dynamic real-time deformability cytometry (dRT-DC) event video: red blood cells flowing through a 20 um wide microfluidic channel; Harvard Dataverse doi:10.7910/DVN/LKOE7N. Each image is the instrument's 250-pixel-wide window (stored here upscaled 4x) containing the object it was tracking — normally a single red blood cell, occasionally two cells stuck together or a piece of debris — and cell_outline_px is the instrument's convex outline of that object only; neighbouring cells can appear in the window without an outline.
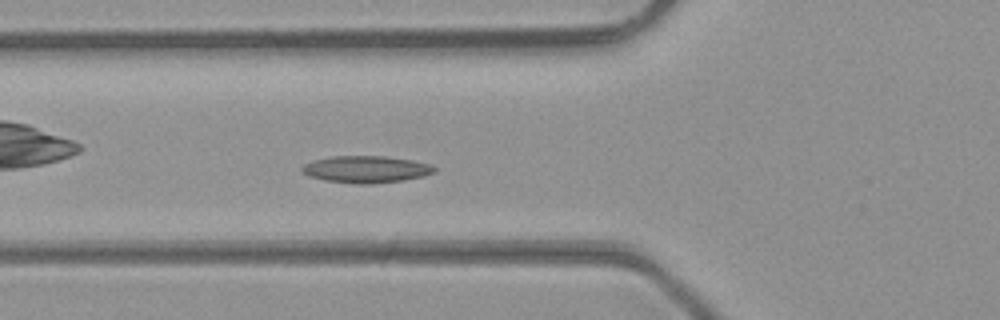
{"species": "common noctule bat (a hibernating species)", "species_latin": "Nyctalus noctula", "temperature_condition": "room temperature", "stored_images_in_passage": 41, "camera_frame_rate_fps": 3000, "um_per_image_px": 0.085, "animal": {"sex": "male", "body_mass_g": 23.1, "forearm_length_mm": 52.7}, "frame": {"image": 1, "passage_image": 10, "time_ms": 3.0, "image_size_px": [1000, 320], "cell_outline_px": [[436, 172], [424, 176], [404, 180], [372, 184], [356, 184], [324, 180], [308, 176], [300, 168], [304, 164], [312, 160], [332, 156], [384, 156], [412, 160], [428, 164], [436, 168]], "centroid_in_image_um": [31.1, 14.39], "position_along_channel_um": 94.7, "area_um2": 20.87}}
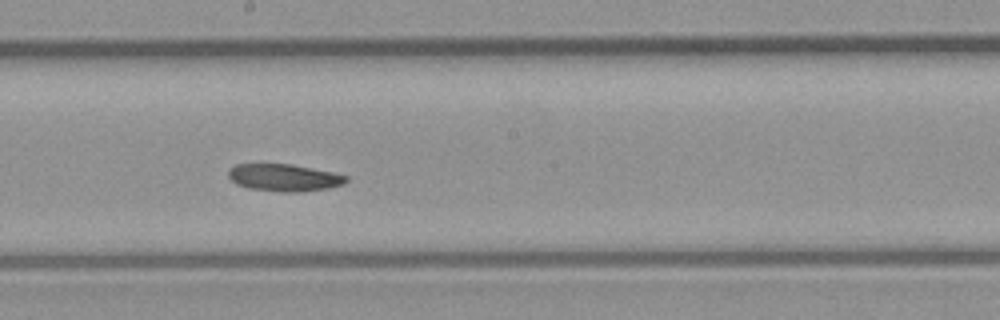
{"frame": {"image": 2, "passage_image": 19, "time_ms": 6.0, "image_size_px": [1000, 320], "cell_outline_px": [[348, 180], [344, 184], [328, 188], [300, 192], [280, 192], [248, 188], [236, 184], [228, 176], [228, 168], [236, 164], [292, 164], [332, 172], [348, 176]], "centroid_in_image_um": [24.14, 15.1], "position_along_channel_um": 224.1, "area_um2": 18.79}}
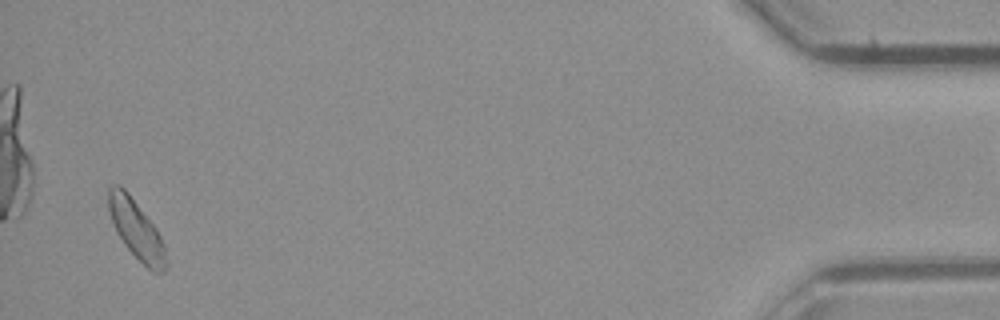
{"frame": {"image": 3, "passage_image": 39, "time_ms": 12.667, "image_size_px": [1000, 320], "cell_outline_px": [[168, 268], [164, 272], [152, 272], [124, 244], [116, 232], [108, 208], [108, 188], [112, 184], [120, 184], [128, 192], [156, 228], [164, 244], [168, 264]], "centroid_in_image_um": [11.6, 19.51], "position_along_channel_um": 423.6, "area_um2": 19.71}}